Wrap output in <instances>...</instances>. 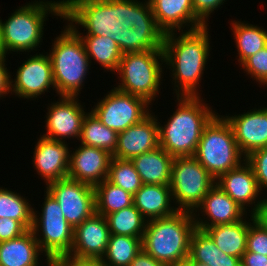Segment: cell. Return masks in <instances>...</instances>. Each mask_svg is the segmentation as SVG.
<instances>
[{"mask_svg": "<svg viewBox=\"0 0 267 266\" xmlns=\"http://www.w3.org/2000/svg\"><path fill=\"white\" fill-rule=\"evenodd\" d=\"M135 11L138 33L158 38L173 31L205 26L194 13L192 0H125ZM145 1V2H144Z\"/></svg>", "mask_w": 267, "mask_h": 266, "instance_id": "8", "label": "cell"}, {"mask_svg": "<svg viewBox=\"0 0 267 266\" xmlns=\"http://www.w3.org/2000/svg\"><path fill=\"white\" fill-rule=\"evenodd\" d=\"M245 160L255 174L261 193L264 190L267 192V147L252 151L245 157Z\"/></svg>", "mask_w": 267, "mask_h": 266, "instance_id": "37", "label": "cell"}, {"mask_svg": "<svg viewBox=\"0 0 267 266\" xmlns=\"http://www.w3.org/2000/svg\"><path fill=\"white\" fill-rule=\"evenodd\" d=\"M52 40L49 57L57 96L78 97L90 71V60L80 36L67 24ZM83 86V87H82ZM80 93V94H79Z\"/></svg>", "mask_w": 267, "mask_h": 266, "instance_id": "7", "label": "cell"}, {"mask_svg": "<svg viewBox=\"0 0 267 266\" xmlns=\"http://www.w3.org/2000/svg\"><path fill=\"white\" fill-rule=\"evenodd\" d=\"M79 98L59 96L57 101L48 103L44 116L46 132L42 136L63 142L67 139L79 141L83 120L88 113Z\"/></svg>", "mask_w": 267, "mask_h": 266, "instance_id": "15", "label": "cell"}, {"mask_svg": "<svg viewBox=\"0 0 267 266\" xmlns=\"http://www.w3.org/2000/svg\"><path fill=\"white\" fill-rule=\"evenodd\" d=\"M215 184L214 177L194 156L173 159L169 185L178 210L193 213Z\"/></svg>", "mask_w": 267, "mask_h": 266, "instance_id": "11", "label": "cell"}, {"mask_svg": "<svg viewBox=\"0 0 267 266\" xmlns=\"http://www.w3.org/2000/svg\"><path fill=\"white\" fill-rule=\"evenodd\" d=\"M94 191L95 213L104 217L133 205V195L109 182L107 179L95 186Z\"/></svg>", "mask_w": 267, "mask_h": 266, "instance_id": "30", "label": "cell"}, {"mask_svg": "<svg viewBox=\"0 0 267 266\" xmlns=\"http://www.w3.org/2000/svg\"><path fill=\"white\" fill-rule=\"evenodd\" d=\"M247 214L217 184L208 191L202 203L193 212L196 228L200 230L238 222Z\"/></svg>", "mask_w": 267, "mask_h": 266, "instance_id": "17", "label": "cell"}, {"mask_svg": "<svg viewBox=\"0 0 267 266\" xmlns=\"http://www.w3.org/2000/svg\"><path fill=\"white\" fill-rule=\"evenodd\" d=\"M107 180L134 195L143 185L131 160L112 157Z\"/></svg>", "mask_w": 267, "mask_h": 266, "instance_id": "34", "label": "cell"}, {"mask_svg": "<svg viewBox=\"0 0 267 266\" xmlns=\"http://www.w3.org/2000/svg\"><path fill=\"white\" fill-rule=\"evenodd\" d=\"M227 0H192L195 16L205 25L208 26L210 15L224 5ZM215 10V11H214ZM212 13V14H211Z\"/></svg>", "mask_w": 267, "mask_h": 266, "instance_id": "38", "label": "cell"}, {"mask_svg": "<svg viewBox=\"0 0 267 266\" xmlns=\"http://www.w3.org/2000/svg\"><path fill=\"white\" fill-rule=\"evenodd\" d=\"M129 266H167L160 263L158 260L154 259L143 249L136 255V257L131 261Z\"/></svg>", "mask_w": 267, "mask_h": 266, "instance_id": "43", "label": "cell"}, {"mask_svg": "<svg viewBox=\"0 0 267 266\" xmlns=\"http://www.w3.org/2000/svg\"><path fill=\"white\" fill-rule=\"evenodd\" d=\"M222 116L230 124L238 148L245 157L256 149L267 147V107Z\"/></svg>", "mask_w": 267, "mask_h": 266, "instance_id": "20", "label": "cell"}, {"mask_svg": "<svg viewBox=\"0 0 267 266\" xmlns=\"http://www.w3.org/2000/svg\"><path fill=\"white\" fill-rule=\"evenodd\" d=\"M8 58H0V99L6 98L11 94V77L12 73L7 69V60Z\"/></svg>", "mask_w": 267, "mask_h": 266, "instance_id": "40", "label": "cell"}, {"mask_svg": "<svg viewBox=\"0 0 267 266\" xmlns=\"http://www.w3.org/2000/svg\"><path fill=\"white\" fill-rule=\"evenodd\" d=\"M176 109L159 122V146L173 158L194 156L204 128L218 114L200 96H174ZM164 123V125L162 124ZM162 124V125H161Z\"/></svg>", "mask_w": 267, "mask_h": 266, "instance_id": "4", "label": "cell"}, {"mask_svg": "<svg viewBox=\"0 0 267 266\" xmlns=\"http://www.w3.org/2000/svg\"><path fill=\"white\" fill-rule=\"evenodd\" d=\"M164 52L159 38L138 35L124 50L115 74L117 90L154 103L158 98L165 69ZM162 77V78H161ZM153 102V103H152Z\"/></svg>", "mask_w": 267, "mask_h": 266, "instance_id": "3", "label": "cell"}, {"mask_svg": "<svg viewBox=\"0 0 267 266\" xmlns=\"http://www.w3.org/2000/svg\"><path fill=\"white\" fill-rule=\"evenodd\" d=\"M241 266H267V256L246 251L241 257Z\"/></svg>", "mask_w": 267, "mask_h": 266, "instance_id": "42", "label": "cell"}, {"mask_svg": "<svg viewBox=\"0 0 267 266\" xmlns=\"http://www.w3.org/2000/svg\"><path fill=\"white\" fill-rule=\"evenodd\" d=\"M142 250V238L122 235H110L104 257L105 266H129Z\"/></svg>", "mask_w": 267, "mask_h": 266, "instance_id": "32", "label": "cell"}, {"mask_svg": "<svg viewBox=\"0 0 267 266\" xmlns=\"http://www.w3.org/2000/svg\"><path fill=\"white\" fill-rule=\"evenodd\" d=\"M133 199L134 206L147 221L167 217L178 211L172 204L170 185L143 184Z\"/></svg>", "mask_w": 267, "mask_h": 266, "instance_id": "23", "label": "cell"}, {"mask_svg": "<svg viewBox=\"0 0 267 266\" xmlns=\"http://www.w3.org/2000/svg\"><path fill=\"white\" fill-rule=\"evenodd\" d=\"M193 266H208V265L203 263L193 262Z\"/></svg>", "mask_w": 267, "mask_h": 266, "instance_id": "48", "label": "cell"}, {"mask_svg": "<svg viewBox=\"0 0 267 266\" xmlns=\"http://www.w3.org/2000/svg\"><path fill=\"white\" fill-rule=\"evenodd\" d=\"M196 229L192 212L178 210L174 214L147 221L142 249L169 265L189 258L190 240Z\"/></svg>", "mask_w": 267, "mask_h": 266, "instance_id": "6", "label": "cell"}, {"mask_svg": "<svg viewBox=\"0 0 267 266\" xmlns=\"http://www.w3.org/2000/svg\"><path fill=\"white\" fill-rule=\"evenodd\" d=\"M216 184L243 210L252 215H256L267 204V193L263 195L264 198L262 196L264 193H261L255 174L246 160L238 167L222 174L216 180Z\"/></svg>", "mask_w": 267, "mask_h": 266, "instance_id": "16", "label": "cell"}, {"mask_svg": "<svg viewBox=\"0 0 267 266\" xmlns=\"http://www.w3.org/2000/svg\"><path fill=\"white\" fill-rule=\"evenodd\" d=\"M246 251L267 256V229L250 214Z\"/></svg>", "mask_w": 267, "mask_h": 266, "instance_id": "36", "label": "cell"}, {"mask_svg": "<svg viewBox=\"0 0 267 266\" xmlns=\"http://www.w3.org/2000/svg\"><path fill=\"white\" fill-rule=\"evenodd\" d=\"M8 189L0 186V218L15 219L27 230L31 229L34 204L19 192Z\"/></svg>", "mask_w": 267, "mask_h": 266, "instance_id": "33", "label": "cell"}, {"mask_svg": "<svg viewBox=\"0 0 267 266\" xmlns=\"http://www.w3.org/2000/svg\"><path fill=\"white\" fill-rule=\"evenodd\" d=\"M70 0H35L19 6L6 21L1 20L3 48L7 55L37 51L43 42L44 27L48 16L63 18ZM40 45V46H39ZM12 51V52H11ZM21 52V53H20Z\"/></svg>", "mask_w": 267, "mask_h": 266, "instance_id": "5", "label": "cell"}, {"mask_svg": "<svg viewBox=\"0 0 267 266\" xmlns=\"http://www.w3.org/2000/svg\"><path fill=\"white\" fill-rule=\"evenodd\" d=\"M1 20L2 19H0V58L7 56V54H6V52H5L4 48H3L2 33H1Z\"/></svg>", "mask_w": 267, "mask_h": 266, "instance_id": "46", "label": "cell"}, {"mask_svg": "<svg viewBox=\"0 0 267 266\" xmlns=\"http://www.w3.org/2000/svg\"><path fill=\"white\" fill-rule=\"evenodd\" d=\"M255 216L267 229V204Z\"/></svg>", "mask_w": 267, "mask_h": 266, "instance_id": "44", "label": "cell"}, {"mask_svg": "<svg viewBox=\"0 0 267 266\" xmlns=\"http://www.w3.org/2000/svg\"><path fill=\"white\" fill-rule=\"evenodd\" d=\"M41 255L45 258L31 229L17 238L0 242V266H40Z\"/></svg>", "mask_w": 267, "mask_h": 266, "instance_id": "24", "label": "cell"}, {"mask_svg": "<svg viewBox=\"0 0 267 266\" xmlns=\"http://www.w3.org/2000/svg\"><path fill=\"white\" fill-rule=\"evenodd\" d=\"M42 205L41 212L33 206L31 230L46 257L44 260L68 256L73 245L74 229L65 219L58 202L46 189Z\"/></svg>", "mask_w": 267, "mask_h": 266, "instance_id": "10", "label": "cell"}, {"mask_svg": "<svg viewBox=\"0 0 267 266\" xmlns=\"http://www.w3.org/2000/svg\"><path fill=\"white\" fill-rule=\"evenodd\" d=\"M43 52L30 54L16 69L15 78L11 77V95L35 101L42 98V94L50 93L49 90L56 91L52 62L48 52Z\"/></svg>", "mask_w": 267, "mask_h": 266, "instance_id": "13", "label": "cell"}, {"mask_svg": "<svg viewBox=\"0 0 267 266\" xmlns=\"http://www.w3.org/2000/svg\"><path fill=\"white\" fill-rule=\"evenodd\" d=\"M189 259L208 266H241V258L220 251L211 237L198 228L191 236Z\"/></svg>", "mask_w": 267, "mask_h": 266, "instance_id": "27", "label": "cell"}, {"mask_svg": "<svg viewBox=\"0 0 267 266\" xmlns=\"http://www.w3.org/2000/svg\"><path fill=\"white\" fill-rule=\"evenodd\" d=\"M45 186L58 202L65 219L73 229L95 213L93 186L68 177Z\"/></svg>", "mask_w": 267, "mask_h": 266, "instance_id": "14", "label": "cell"}, {"mask_svg": "<svg viewBox=\"0 0 267 266\" xmlns=\"http://www.w3.org/2000/svg\"><path fill=\"white\" fill-rule=\"evenodd\" d=\"M151 111L140 122L118 133L117 147L112 157L132 160L137 155L159 147V121Z\"/></svg>", "mask_w": 267, "mask_h": 266, "instance_id": "21", "label": "cell"}, {"mask_svg": "<svg viewBox=\"0 0 267 266\" xmlns=\"http://www.w3.org/2000/svg\"><path fill=\"white\" fill-rule=\"evenodd\" d=\"M46 266H60L55 260H46Z\"/></svg>", "mask_w": 267, "mask_h": 266, "instance_id": "47", "label": "cell"}, {"mask_svg": "<svg viewBox=\"0 0 267 266\" xmlns=\"http://www.w3.org/2000/svg\"><path fill=\"white\" fill-rule=\"evenodd\" d=\"M232 224L217 225L205 228L204 231L211 237L215 245L223 253L241 258L246 252L249 217Z\"/></svg>", "mask_w": 267, "mask_h": 266, "instance_id": "26", "label": "cell"}, {"mask_svg": "<svg viewBox=\"0 0 267 266\" xmlns=\"http://www.w3.org/2000/svg\"><path fill=\"white\" fill-rule=\"evenodd\" d=\"M62 19L80 36L90 64L94 60L112 74L139 35L135 11L125 0H70Z\"/></svg>", "mask_w": 267, "mask_h": 266, "instance_id": "1", "label": "cell"}, {"mask_svg": "<svg viewBox=\"0 0 267 266\" xmlns=\"http://www.w3.org/2000/svg\"><path fill=\"white\" fill-rule=\"evenodd\" d=\"M167 266H193V262L189 258H187L185 260L177 261Z\"/></svg>", "mask_w": 267, "mask_h": 266, "instance_id": "45", "label": "cell"}, {"mask_svg": "<svg viewBox=\"0 0 267 266\" xmlns=\"http://www.w3.org/2000/svg\"><path fill=\"white\" fill-rule=\"evenodd\" d=\"M110 235H122L143 238L147 220L133 205L106 216Z\"/></svg>", "mask_w": 267, "mask_h": 266, "instance_id": "31", "label": "cell"}, {"mask_svg": "<svg viewBox=\"0 0 267 266\" xmlns=\"http://www.w3.org/2000/svg\"><path fill=\"white\" fill-rule=\"evenodd\" d=\"M240 66L253 81L267 88V46L249 56Z\"/></svg>", "mask_w": 267, "mask_h": 266, "instance_id": "35", "label": "cell"}, {"mask_svg": "<svg viewBox=\"0 0 267 266\" xmlns=\"http://www.w3.org/2000/svg\"><path fill=\"white\" fill-rule=\"evenodd\" d=\"M27 229L17 220L0 218V242L21 236Z\"/></svg>", "mask_w": 267, "mask_h": 266, "instance_id": "39", "label": "cell"}, {"mask_svg": "<svg viewBox=\"0 0 267 266\" xmlns=\"http://www.w3.org/2000/svg\"><path fill=\"white\" fill-rule=\"evenodd\" d=\"M88 111L82 124L80 144L96 147L113 155L117 147L118 133L102 124L91 110Z\"/></svg>", "mask_w": 267, "mask_h": 266, "instance_id": "29", "label": "cell"}, {"mask_svg": "<svg viewBox=\"0 0 267 266\" xmlns=\"http://www.w3.org/2000/svg\"><path fill=\"white\" fill-rule=\"evenodd\" d=\"M60 266H105L101 260L78 259L64 256L55 260Z\"/></svg>", "mask_w": 267, "mask_h": 266, "instance_id": "41", "label": "cell"}, {"mask_svg": "<svg viewBox=\"0 0 267 266\" xmlns=\"http://www.w3.org/2000/svg\"><path fill=\"white\" fill-rule=\"evenodd\" d=\"M208 27L173 31L158 37L164 52L165 68L170 70L174 96L202 95L200 83L212 49Z\"/></svg>", "mask_w": 267, "mask_h": 266, "instance_id": "2", "label": "cell"}, {"mask_svg": "<svg viewBox=\"0 0 267 266\" xmlns=\"http://www.w3.org/2000/svg\"><path fill=\"white\" fill-rule=\"evenodd\" d=\"M109 236L106 217L94 213L74 228L73 245L68 256L101 260L106 253Z\"/></svg>", "mask_w": 267, "mask_h": 266, "instance_id": "19", "label": "cell"}, {"mask_svg": "<svg viewBox=\"0 0 267 266\" xmlns=\"http://www.w3.org/2000/svg\"><path fill=\"white\" fill-rule=\"evenodd\" d=\"M194 157L215 180L245 161L230 124L219 114L204 128Z\"/></svg>", "mask_w": 267, "mask_h": 266, "instance_id": "9", "label": "cell"}, {"mask_svg": "<svg viewBox=\"0 0 267 266\" xmlns=\"http://www.w3.org/2000/svg\"><path fill=\"white\" fill-rule=\"evenodd\" d=\"M34 146L33 157H31L33 168L46 185L68 177L72 148L67 142L50 139L40 134Z\"/></svg>", "mask_w": 267, "mask_h": 266, "instance_id": "18", "label": "cell"}, {"mask_svg": "<svg viewBox=\"0 0 267 266\" xmlns=\"http://www.w3.org/2000/svg\"><path fill=\"white\" fill-rule=\"evenodd\" d=\"M173 157L160 146L137 155L133 162L143 184L169 185Z\"/></svg>", "mask_w": 267, "mask_h": 266, "instance_id": "25", "label": "cell"}, {"mask_svg": "<svg viewBox=\"0 0 267 266\" xmlns=\"http://www.w3.org/2000/svg\"><path fill=\"white\" fill-rule=\"evenodd\" d=\"M233 39L237 48L236 60L239 65L249 56L256 54L267 46V29L262 26L250 24L244 20L230 21ZM238 57V58H237Z\"/></svg>", "mask_w": 267, "mask_h": 266, "instance_id": "28", "label": "cell"}, {"mask_svg": "<svg viewBox=\"0 0 267 266\" xmlns=\"http://www.w3.org/2000/svg\"><path fill=\"white\" fill-rule=\"evenodd\" d=\"M105 95L98 99L93 108L91 106V111L102 124L117 133L140 122L152 111L151 104L144 98L116 88H112Z\"/></svg>", "mask_w": 267, "mask_h": 266, "instance_id": "12", "label": "cell"}, {"mask_svg": "<svg viewBox=\"0 0 267 266\" xmlns=\"http://www.w3.org/2000/svg\"><path fill=\"white\" fill-rule=\"evenodd\" d=\"M75 148L70 150L68 178L93 187L107 179L112 158L110 153L82 144Z\"/></svg>", "mask_w": 267, "mask_h": 266, "instance_id": "22", "label": "cell"}]
</instances>
